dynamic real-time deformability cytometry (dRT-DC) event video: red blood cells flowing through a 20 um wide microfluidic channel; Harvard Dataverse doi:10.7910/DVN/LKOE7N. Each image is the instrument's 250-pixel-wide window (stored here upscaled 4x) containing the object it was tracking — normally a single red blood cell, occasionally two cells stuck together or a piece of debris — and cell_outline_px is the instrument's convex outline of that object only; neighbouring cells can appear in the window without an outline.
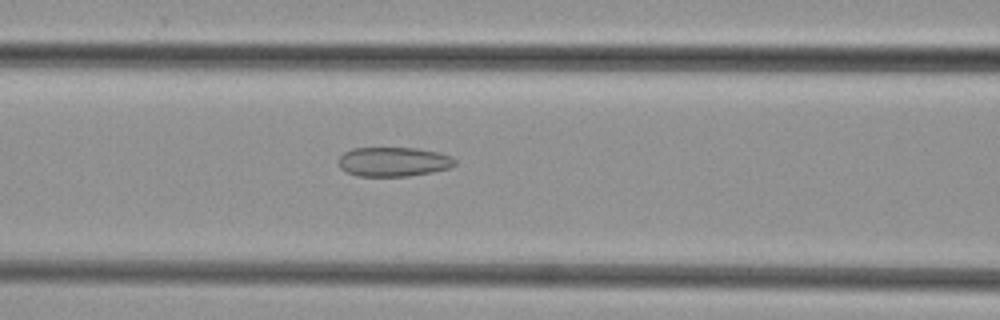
{"species": "common noctule bat (a hibernating species)", "species_latin": "Nyctalus noctula", "temperature_condition": "cold", "stored_images_in_passage": 34, "camera_frame_rate_fps": 3000, "um_per_image_px": 0.085, "animal": {"sex": "female", "body_mass_g": 29.2, "forearm_length_mm": 56.3}, "frame": {"image": 1, "passage_image": 6, "time_ms": 1.667, "image_size_px": [1000, 320], "cell_outline_px": [[456, 164], [448, 168], [432, 172], [408, 176], [356, 176], [340, 168], [340, 156], [344, 152], [352, 148], [416, 148], [436, 152], [452, 156], [456, 160]], "centroid_in_image_um": [33.45, 13.75], "position_along_channel_um": 133.1, "area_um2": 19.83}}
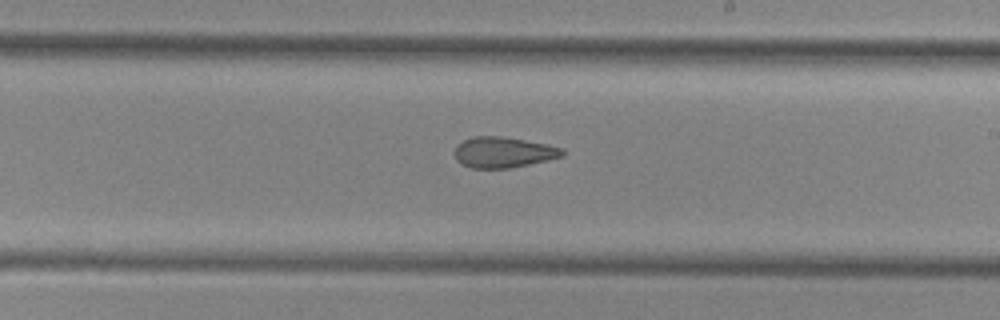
{"frame": {"image": 2, "passage_image": 14, "time_ms": 4.333, "image_size_px": [1000, 320], "cell_outline_px": [[564, 156], [548, 160], [508, 168], [472, 168], [456, 160], [456, 148], [464, 140], [472, 136], [500, 136], [548, 144], [564, 148]], "centroid_in_image_um": [42.83, 12.94], "position_along_channel_um": 246.2, "area_um2": 19.07}}
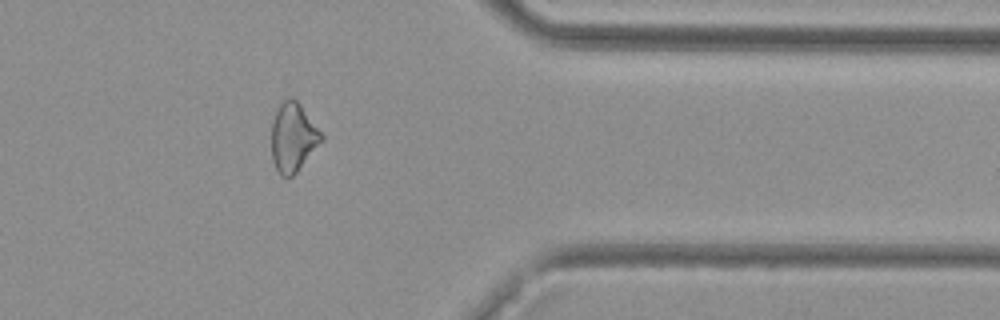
{"frame": {"image": 3, "passage_image": 25, "time_ms": 8.0, "image_size_px": [1000, 320], "cell_outline_px": [[324, 140], [296, 172], [292, 176], [280, 176], [272, 160], [272, 120], [280, 104], [288, 96], [292, 96], [300, 104], [324, 136]], "centroid_in_image_um": [24.91, 11.66], "position_along_channel_um": 386.5, "area_um2": 19.94}}